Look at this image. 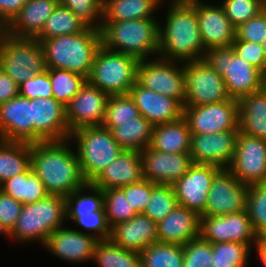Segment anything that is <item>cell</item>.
Listing matches in <instances>:
<instances>
[{
	"label": "cell",
	"instance_id": "obj_41",
	"mask_svg": "<svg viewBox=\"0 0 266 267\" xmlns=\"http://www.w3.org/2000/svg\"><path fill=\"white\" fill-rule=\"evenodd\" d=\"M178 205L171 184L152 183L150 200L142 214L158 223Z\"/></svg>",
	"mask_w": 266,
	"mask_h": 267
},
{
	"label": "cell",
	"instance_id": "obj_56",
	"mask_svg": "<svg viewBox=\"0 0 266 267\" xmlns=\"http://www.w3.org/2000/svg\"><path fill=\"white\" fill-rule=\"evenodd\" d=\"M254 247L257 251V256L266 267V236L257 238V242Z\"/></svg>",
	"mask_w": 266,
	"mask_h": 267
},
{
	"label": "cell",
	"instance_id": "obj_36",
	"mask_svg": "<svg viewBox=\"0 0 266 267\" xmlns=\"http://www.w3.org/2000/svg\"><path fill=\"white\" fill-rule=\"evenodd\" d=\"M93 261L99 267H141L139 252L122 248L111 239L97 241Z\"/></svg>",
	"mask_w": 266,
	"mask_h": 267
},
{
	"label": "cell",
	"instance_id": "obj_29",
	"mask_svg": "<svg viewBox=\"0 0 266 267\" xmlns=\"http://www.w3.org/2000/svg\"><path fill=\"white\" fill-rule=\"evenodd\" d=\"M238 104L240 132L266 140V88L244 96Z\"/></svg>",
	"mask_w": 266,
	"mask_h": 267
},
{
	"label": "cell",
	"instance_id": "obj_54",
	"mask_svg": "<svg viewBox=\"0 0 266 267\" xmlns=\"http://www.w3.org/2000/svg\"><path fill=\"white\" fill-rule=\"evenodd\" d=\"M28 0H0V30H3L18 14Z\"/></svg>",
	"mask_w": 266,
	"mask_h": 267
},
{
	"label": "cell",
	"instance_id": "obj_34",
	"mask_svg": "<svg viewBox=\"0 0 266 267\" xmlns=\"http://www.w3.org/2000/svg\"><path fill=\"white\" fill-rule=\"evenodd\" d=\"M0 190L23 205L31 204L46 198L49 193L44 183L32 171L31 167L25 172L5 181Z\"/></svg>",
	"mask_w": 266,
	"mask_h": 267
},
{
	"label": "cell",
	"instance_id": "obj_31",
	"mask_svg": "<svg viewBox=\"0 0 266 267\" xmlns=\"http://www.w3.org/2000/svg\"><path fill=\"white\" fill-rule=\"evenodd\" d=\"M165 0H103L102 21L119 22L135 19H156L154 11Z\"/></svg>",
	"mask_w": 266,
	"mask_h": 267
},
{
	"label": "cell",
	"instance_id": "obj_26",
	"mask_svg": "<svg viewBox=\"0 0 266 267\" xmlns=\"http://www.w3.org/2000/svg\"><path fill=\"white\" fill-rule=\"evenodd\" d=\"M158 242L184 245L200 237V215L177 205L163 220L157 223Z\"/></svg>",
	"mask_w": 266,
	"mask_h": 267
},
{
	"label": "cell",
	"instance_id": "obj_25",
	"mask_svg": "<svg viewBox=\"0 0 266 267\" xmlns=\"http://www.w3.org/2000/svg\"><path fill=\"white\" fill-rule=\"evenodd\" d=\"M143 179L140 151L123 150L91 183L106 190L136 184Z\"/></svg>",
	"mask_w": 266,
	"mask_h": 267
},
{
	"label": "cell",
	"instance_id": "obj_35",
	"mask_svg": "<svg viewBox=\"0 0 266 267\" xmlns=\"http://www.w3.org/2000/svg\"><path fill=\"white\" fill-rule=\"evenodd\" d=\"M86 28L87 26L69 8L58 4L35 39L42 42L55 36L80 33Z\"/></svg>",
	"mask_w": 266,
	"mask_h": 267
},
{
	"label": "cell",
	"instance_id": "obj_9",
	"mask_svg": "<svg viewBox=\"0 0 266 267\" xmlns=\"http://www.w3.org/2000/svg\"><path fill=\"white\" fill-rule=\"evenodd\" d=\"M138 60L106 49L97 50L87 81L109 95L128 94L136 83Z\"/></svg>",
	"mask_w": 266,
	"mask_h": 267
},
{
	"label": "cell",
	"instance_id": "obj_18",
	"mask_svg": "<svg viewBox=\"0 0 266 267\" xmlns=\"http://www.w3.org/2000/svg\"><path fill=\"white\" fill-rule=\"evenodd\" d=\"M32 144L70 138L65 107L53 97L31 99Z\"/></svg>",
	"mask_w": 266,
	"mask_h": 267
},
{
	"label": "cell",
	"instance_id": "obj_1",
	"mask_svg": "<svg viewBox=\"0 0 266 267\" xmlns=\"http://www.w3.org/2000/svg\"><path fill=\"white\" fill-rule=\"evenodd\" d=\"M69 141L31 144V169L44 183L49 195L66 198L87 183L80 170L77 152L69 148Z\"/></svg>",
	"mask_w": 266,
	"mask_h": 267
},
{
	"label": "cell",
	"instance_id": "obj_28",
	"mask_svg": "<svg viewBox=\"0 0 266 267\" xmlns=\"http://www.w3.org/2000/svg\"><path fill=\"white\" fill-rule=\"evenodd\" d=\"M58 4L57 0H28L3 31L17 38H35Z\"/></svg>",
	"mask_w": 266,
	"mask_h": 267
},
{
	"label": "cell",
	"instance_id": "obj_50",
	"mask_svg": "<svg viewBox=\"0 0 266 267\" xmlns=\"http://www.w3.org/2000/svg\"><path fill=\"white\" fill-rule=\"evenodd\" d=\"M231 46L239 58L255 66L264 75L266 74V58L262 44L241 41L235 38Z\"/></svg>",
	"mask_w": 266,
	"mask_h": 267
},
{
	"label": "cell",
	"instance_id": "obj_44",
	"mask_svg": "<svg viewBox=\"0 0 266 267\" xmlns=\"http://www.w3.org/2000/svg\"><path fill=\"white\" fill-rule=\"evenodd\" d=\"M103 194L105 213L111 228L132 219L137 214L120 187L103 190Z\"/></svg>",
	"mask_w": 266,
	"mask_h": 267
},
{
	"label": "cell",
	"instance_id": "obj_32",
	"mask_svg": "<svg viewBox=\"0 0 266 267\" xmlns=\"http://www.w3.org/2000/svg\"><path fill=\"white\" fill-rule=\"evenodd\" d=\"M31 167V144L0 139V186Z\"/></svg>",
	"mask_w": 266,
	"mask_h": 267
},
{
	"label": "cell",
	"instance_id": "obj_59",
	"mask_svg": "<svg viewBox=\"0 0 266 267\" xmlns=\"http://www.w3.org/2000/svg\"><path fill=\"white\" fill-rule=\"evenodd\" d=\"M262 47H263V50H264V56L266 58V39L263 41Z\"/></svg>",
	"mask_w": 266,
	"mask_h": 267
},
{
	"label": "cell",
	"instance_id": "obj_11",
	"mask_svg": "<svg viewBox=\"0 0 266 267\" xmlns=\"http://www.w3.org/2000/svg\"><path fill=\"white\" fill-rule=\"evenodd\" d=\"M185 76L184 106H199L231 99L221 75L203 60L183 62Z\"/></svg>",
	"mask_w": 266,
	"mask_h": 267
},
{
	"label": "cell",
	"instance_id": "obj_27",
	"mask_svg": "<svg viewBox=\"0 0 266 267\" xmlns=\"http://www.w3.org/2000/svg\"><path fill=\"white\" fill-rule=\"evenodd\" d=\"M110 239L122 248L140 253L158 241L157 223L138 213L132 219L113 226Z\"/></svg>",
	"mask_w": 266,
	"mask_h": 267
},
{
	"label": "cell",
	"instance_id": "obj_8",
	"mask_svg": "<svg viewBox=\"0 0 266 267\" xmlns=\"http://www.w3.org/2000/svg\"><path fill=\"white\" fill-rule=\"evenodd\" d=\"M0 52V69L18 86L47 69L43 46L35 38H17L0 30Z\"/></svg>",
	"mask_w": 266,
	"mask_h": 267
},
{
	"label": "cell",
	"instance_id": "obj_38",
	"mask_svg": "<svg viewBox=\"0 0 266 267\" xmlns=\"http://www.w3.org/2000/svg\"><path fill=\"white\" fill-rule=\"evenodd\" d=\"M53 98L64 107L80 91L87 78L63 69H48Z\"/></svg>",
	"mask_w": 266,
	"mask_h": 267
},
{
	"label": "cell",
	"instance_id": "obj_3",
	"mask_svg": "<svg viewBox=\"0 0 266 267\" xmlns=\"http://www.w3.org/2000/svg\"><path fill=\"white\" fill-rule=\"evenodd\" d=\"M48 69H63L88 78L97 50L102 46L101 31L87 27L72 35L55 36L41 42Z\"/></svg>",
	"mask_w": 266,
	"mask_h": 267
},
{
	"label": "cell",
	"instance_id": "obj_33",
	"mask_svg": "<svg viewBox=\"0 0 266 267\" xmlns=\"http://www.w3.org/2000/svg\"><path fill=\"white\" fill-rule=\"evenodd\" d=\"M153 129L154 125L140 115L130 122L119 123L111 129V133L124 150L141 151L150 146Z\"/></svg>",
	"mask_w": 266,
	"mask_h": 267
},
{
	"label": "cell",
	"instance_id": "obj_47",
	"mask_svg": "<svg viewBox=\"0 0 266 267\" xmlns=\"http://www.w3.org/2000/svg\"><path fill=\"white\" fill-rule=\"evenodd\" d=\"M59 4L69 8L87 27L101 30L103 0H60Z\"/></svg>",
	"mask_w": 266,
	"mask_h": 267
},
{
	"label": "cell",
	"instance_id": "obj_23",
	"mask_svg": "<svg viewBox=\"0 0 266 267\" xmlns=\"http://www.w3.org/2000/svg\"><path fill=\"white\" fill-rule=\"evenodd\" d=\"M128 94L138 107L140 115L154 126L171 123L183 117L184 106L178 100L146 89L137 81Z\"/></svg>",
	"mask_w": 266,
	"mask_h": 267
},
{
	"label": "cell",
	"instance_id": "obj_13",
	"mask_svg": "<svg viewBox=\"0 0 266 267\" xmlns=\"http://www.w3.org/2000/svg\"><path fill=\"white\" fill-rule=\"evenodd\" d=\"M200 237L212 244L238 242L255 246V234L246 210L228 215H200Z\"/></svg>",
	"mask_w": 266,
	"mask_h": 267
},
{
	"label": "cell",
	"instance_id": "obj_57",
	"mask_svg": "<svg viewBox=\"0 0 266 267\" xmlns=\"http://www.w3.org/2000/svg\"><path fill=\"white\" fill-rule=\"evenodd\" d=\"M5 235L8 239L10 238V233L7 231V229L3 226V224L0 222V235Z\"/></svg>",
	"mask_w": 266,
	"mask_h": 267
},
{
	"label": "cell",
	"instance_id": "obj_4",
	"mask_svg": "<svg viewBox=\"0 0 266 267\" xmlns=\"http://www.w3.org/2000/svg\"><path fill=\"white\" fill-rule=\"evenodd\" d=\"M159 25L158 19L101 22L102 45L138 61L158 57Z\"/></svg>",
	"mask_w": 266,
	"mask_h": 267
},
{
	"label": "cell",
	"instance_id": "obj_55",
	"mask_svg": "<svg viewBox=\"0 0 266 267\" xmlns=\"http://www.w3.org/2000/svg\"><path fill=\"white\" fill-rule=\"evenodd\" d=\"M19 96V86L0 69V104Z\"/></svg>",
	"mask_w": 266,
	"mask_h": 267
},
{
	"label": "cell",
	"instance_id": "obj_6",
	"mask_svg": "<svg viewBox=\"0 0 266 267\" xmlns=\"http://www.w3.org/2000/svg\"><path fill=\"white\" fill-rule=\"evenodd\" d=\"M204 61L221 75L229 96L240 100L265 87V75L248 62L239 58L232 46L206 50Z\"/></svg>",
	"mask_w": 266,
	"mask_h": 267
},
{
	"label": "cell",
	"instance_id": "obj_40",
	"mask_svg": "<svg viewBox=\"0 0 266 267\" xmlns=\"http://www.w3.org/2000/svg\"><path fill=\"white\" fill-rule=\"evenodd\" d=\"M252 249L249 244L238 242L212 244V267H245Z\"/></svg>",
	"mask_w": 266,
	"mask_h": 267
},
{
	"label": "cell",
	"instance_id": "obj_12",
	"mask_svg": "<svg viewBox=\"0 0 266 267\" xmlns=\"http://www.w3.org/2000/svg\"><path fill=\"white\" fill-rule=\"evenodd\" d=\"M183 117L191 134L217 133L240 130L239 104L236 99L199 106H184Z\"/></svg>",
	"mask_w": 266,
	"mask_h": 267
},
{
	"label": "cell",
	"instance_id": "obj_30",
	"mask_svg": "<svg viewBox=\"0 0 266 267\" xmlns=\"http://www.w3.org/2000/svg\"><path fill=\"white\" fill-rule=\"evenodd\" d=\"M191 132L187 120L181 119L154 126L150 147L171 154L190 153Z\"/></svg>",
	"mask_w": 266,
	"mask_h": 267
},
{
	"label": "cell",
	"instance_id": "obj_21",
	"mask_svg": "<svg viewBox=\"0 0 266 267\" xmlns=\"http://www.w3.org/2000/svg\"><path fill=\"white\" fill-rule=\"evenodd\" d=\"M196 7L201 39L206 50L230 47L236 38V28L227 18L223 7L203 0L192 2Z\"/></svg>",
	"mask_w": 266,
	"mask_h": 267
},
{
	"label": "cell",
	"instance_id": "obj_20",
	"mask_svg": "<svg viewBox=\"0 0 266 267\" xmlns=\"http://www.w3.org/2000/svg\"><path fill=\"white\" fill-rule=\"evenodd\" d=\"M142 174L145 180L155 184H173L193 164L190 153H166L150 146L141 150Z\"/></svg>",
	"mask_w": 266,
	"mask_h": 267
},
{
	"label": "cell",
	"instance_id": "obj_7",
	"mask_svg": "<svg viewBox=\"0 0 266 267\" xmlns=\"http://www.w3.org/2000/svg\"><path fill=\"white\" fill-rule=\"evenodd\" d=\"M69 139L77 144L80 170L87 183H91L124 150L113 138L111 130L103 126L74 130Z\"/></svg>",
	"mask_w": 266,
	"mask_h": 267
},
{
	"label": "cell",
	"instance_id": "obj_37",
	"mask_svg": "<svg viewBox=\"0 0 266 267\" xmlns=\"http://www.w3.org/2000/svg\"><path fill=\"white\" fill-rule=\"evenodd\" d=\"M141 267H183V245L154 242L140 252Z\"/></svg>",
	"mask_w": 266,
	"mask_h": 267
},
{
	"label": "cell",
	"instance_id": "obj_51",
	"mask_svg": "<svg viewBox=\"0 0 266 267\" xmlns=\"http://www.w3.org/2000/svg\"><path fill=\"white\" fill-rule=\"evenodd\" d=\"M19 96L35 99V98H50L53 97L48 68L41 74H36L31 79L19 86Z\"/></svg>",
	"mask_w": 266,
	"mask_h": 267
},
{
	"label": "cell",
	"instance_id": "obj_24",
	"mask_svg": "<svg viewBox=\"0 0 266 267\" xmlns=\"http://www.w3.org/2000/svg\"><path fill=\"white\" fill-rule=\"evenodd\" d=\"M0 139L32 144L30 99L16 96L0 104Z\"/></svg>",
	"mask_w": 266,
	"mask_h": 267
},
{
	"label": "cell",
	"instance_id": "obj_53",
	"mask_svg": "<svg viewBox=\"0 0 266 267\" xmlns=\"http://www.w3.org/2000/svg\"><path fill=\"white\" fill-rule=\"evenodd\" d=\"M23 204L0 190V222L10 233L16 225Z\"/></svg>",
	"mask_w": 266,
	"mask_h": 267
},
{
	"label": "cell",
	"instance_id": "obj_16",
	"mask_svg": "<svg viewBox=\"0 0 266 267\" xmlns=\"http://www.w3.org/2000/svg\"><path fill=\"white\" fill-rule=\"evenodd\" d=\"M228 169L247 186L266 182V140L239 132Z\"/></svg>",
	"mask_w": 266,
	"mask_h": 267
},
{
	"label": "cell",
	"instance_id": "obj_49",
	"mask_svg": "<svg viewBox=\"0 0 266 267\" xmlns=\"http://www.w3.org/2000/svg\"><path fill=\"white\" fill-rule=\"evenodd\" d=\"M235 32L238 40L262 44L266 39V8L246 23L239 25Z\"/></svg>",
	"mask_w": 266,
	"mask_h": 267
},
{
	"label": "cell",
	"instance_id": "obj_42",
	"mask_svg": "<svg viewBox=\"0 0 266 267\" xmlns=\"http://www.w3.org/2000/svg\"><path fill=\"white\" fill-rule=\"evenodd\" d=\"M140 116V111L129 94L110 95L103 127L111 130L119 123L130 122Z\"/></svg>",
	"mask_w": 266,
	"mask_h": 267
},
{
	"label": "cell",
	"instance_id": "obj_17",
	"mask_svg": "<svg viewBox=\"0 0 266 267\" xmlns=\"http://www.w3.org/2000/svg\"><path fill=\"white\" fill-rule=\"evenodd\" d=\"M240 130L192 134L190 156L193 163L229 168L233 162Z\"/></svg>",
	"mask_w": 266,
	"mask_h": 267
},
{
	"label": "cell",
	"instance_id": "obj_15",
	"mask_svg": "<svg viewBox=\"0 0 266 267\" xmlns=\"http://www.w3.org/2000/svg\"><path fill=\"white\" fill-rule=\"evenodd\" d=\"M110 95L88 81L65 106L70 133L83 127L102 126Z\"/></svg>",
	"mask_w": 266,
	"mask_h": 267
},
{
	"label": "cell",
	"instance_id": "obj_2",
	"mask_svg": "<svg viewBox=\"0 0 266 267\" xmlns=\"http://www.w3.org/2000/svg\"><path fill=\"white\" fill-rule=\"evenodd\" d=\"M165 25H159L158 56L180 62L203 60L196 7L192 3H169Z\"/></svg>",
	"mask_w": 266,
	"mask_h": 267
},
{
	"label": "cell",
	"instance_id": "obj_45",
	"mask_svg": "<svg viewBox=\"0 0 266 267\" xmlns=\"http://www.w3.org/2000/svg\"><path fill=\"white\" fill-rule=\"evenodd\" d=\"M220 4L235 28L266 8V0H223Z\"/></svg>",
	"mask_w": 266,
	"mask_h": 267
},
{
	"label": "cell",
	"instance_id": "obj_19",
	"mask_svg": "<svg viewBox=\"0 0 266 267\" xmlns=\"http://www.w3.org/2000/svg\"><path fill=\"white\" fill-rule=\"evenodd\" d=\"M221 168L193 163L188 172L172 184L178 205L201 214L206 206L208 191Z\"/></svg>",
	"mask_w": 266,
	"mask_h": 267
},
{
	"label": "cell",
	"instance_id": "obj_48",
	"mask_svg": "<svg viewBox=\"0 0 266 267\" xmlns=\"http://www.w3.org/2000/svg\"><path fill=\"white\" fill-rule=\"evenodd\" d=\"M183 267H212V243L201 237L183 245Z\"/></svg>",
	"mask_w": 266,
	"mask_h": 267
},
{
	"label": "cell",
	"instance_id": "obj_22",
	"mask_svg": "<svg viewBox=\"0 0 266 267\" xmlns=\"http://www.w3.org/2000/svg\"><path fill=\"white\" fill-rule=\"evenodd\" d=\"M97 241L84 231L62 226L48 237L43 247L61 260L82 264L93 260Z\"/></svg>",
	"mask_w": 266,
	"mask_h": 267
},
{
	"label": "cell",
	"instance_id": "obj_14",
	"mask_svg": "<svg viewBox=\"0 0 266 267\" xmlns=\"http://www.w3.org/2000/svg\"><path fill=\"white\" fill-rule=\"evenodd\" d=\"M248 186L228 169H221L208 191L204 211L200 215H228L246 210Z\"/></svg>",
	"mask_w": 266,
	"mask_h": 267
},
{
	"label": "cell",
	"instance_id": "obj_5",
	"mask_svg": "<svg viewBox=\"0 0 266 267\" xmlns=\"http://www.w3.org/2000/svg\"><path fill=\"white\" fill-rule=\"evenodd\" d=\"M66 199L59 195H48L37 202L23 205L10 238L17 242H40L44 246L48 237L64 226Z\"/></svg>",
	"mask_w": 266,
	"mask_h": 267
},
{
	"label": "cell",
	"instance_id": "obj_43",
	"mask_svg": "<svg viewBox=\"0 0 266 267\" xmlns=\"http://www.w3.org/2000/svg\"><path fill=\"white\" fill-rule=\"evenodd\" d=\"M246 211L257 237L266 236V182L248 186Z\"/></svg>",
	"mask_w": 266,
	"mask_h": 267
},
{
	"label": "cell",
	"instance_id": "obj_52",
	"mask_svg": "<svg viewBox=\"0 0 266 267\" xmlns=\"http://www.w3.org/2000/svg\"><path fill=\"white\" fill-rule=\"evenodd\" d=\"M125 194L136 213H143L151 196L152 182L143 179L136 184H130L120 187Z\"/></svg>",
	"mask_w": 266,
	"mask_h": 267
},
{
	"label": "cell",
	"instance_id": "obj_58",
	"mask_svg": "<svg viewBox=\"0 0 266 267\" xmlns=\"http://www.w3.org/2000/svg\"><path fill=\"white\" fill-rule=\"evenodd\" d=\"M200 0H171L170 3H192Z\"/></svg>",
	"mask_w": 266,
	"mask_h": 267
},
{
	"label": "cell",
	"instance_id": "obj_46",
	"mask_svg": "<svg viewBox=\"0 0 266 267\" xmlns=\"http://www.w3.org/2000/svg\"><path fill=\"white\" fill-rule=\"evenodd\" d=\"M67 219L75 222L97 240H107L111 237V227L108 224L104 206L99 211L87 214H66Z\"/></svg>",
	"mask_w": 266,
	"mask_h": 267
},
{
	"label": "cell",
	"instance_id": "obj_39",
	"mask_svg": "<svg viewBox=\"0 0 266 267\" xmlns=\"http://www.w3.org/2000/svg\"><path fill=\"white\" fill-rule=\"evenodd\" d=\"M86 189L91 191L89 195L84 194ZM65 199L66 214H87L99 211L104 206L103 190L92 183L84 184Z\"/></svg>",
	"mask_w": 266,
	"mask_h": 267
},
{
	"label": "cell",
	"instance_id": "obj_10",
	"mask_svg": "<svg viewBox=\"0 0 266 267\" xmlns=\"http://www.w3.org/2000/svg\"><path fill=\"white\" fill-rule=\"evenodd\" d=\"M136 81L142 87L176 99L184 106L186 91L183 62L159 56L154 60H141L137 65Z\"/></svg>",
	"mask_w": 266,
	"mask_h": 267
}]
</instances>
